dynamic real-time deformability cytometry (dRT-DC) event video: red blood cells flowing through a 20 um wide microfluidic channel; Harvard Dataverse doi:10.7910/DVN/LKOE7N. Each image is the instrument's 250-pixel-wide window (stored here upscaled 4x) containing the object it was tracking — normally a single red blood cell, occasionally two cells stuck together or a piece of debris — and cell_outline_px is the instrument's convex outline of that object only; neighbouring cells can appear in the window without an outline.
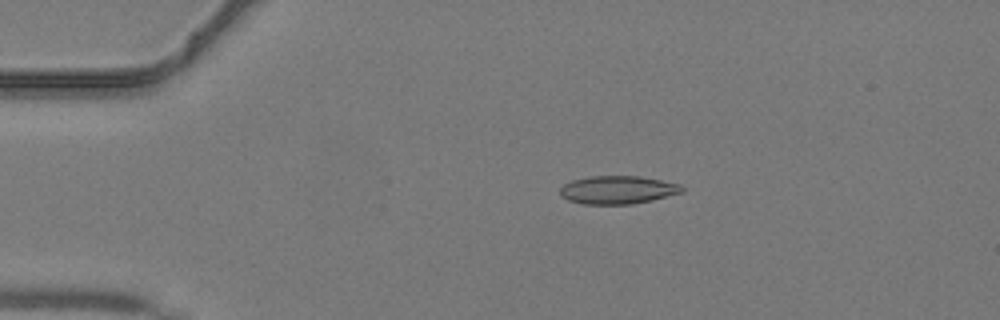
{"species": "common noctule bat (a hibernating species)", "species_latin": "Nyctalus noctula", "temperature_condition": "warm", "stored_images_in_passage": 43, "camera_frame_rate_fps": 3000, "um_per_image_px": 0.085, "animal": {"sex": "male", "body_mass_g": 19.2, "forearm_length_mm": 51.8}, "frame": {"image": 1, "passage_image": 9, "time_ms": 2.667, "image_size_px": [1000, 320], "cell_outline_px": [[684, 192], [652, 200], [632, 204], [584, 204], [568, 200], [560, 196], [560, 188], [564, 184], [572, 180], [588, 176], [640, 176], [680, 184], [684, 188]], "centroid_in_image_um": [52.5, 16.14], "position_along_channel_um": 32.5, "area_um2": 20.06}}
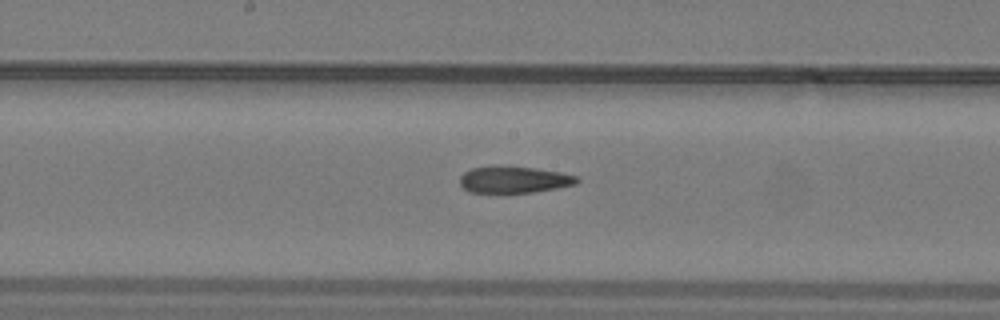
{"frame": {"image": 2, "passage_image": 23, "time_ms": 7.333, "image_size_px": [1000, 320], "cell_outline_px": [[580, 180], [576, 184], [556, 188], [532, 192], [468, 192], [460, 184], [460, 176], [464, 172], [472, 168], [488, 164], [492, 164], [532, 168], [560, 172], [580, 176]], "centroid_in_image_um": [43.67, 15.24], "position_along_channel_um": 204.5, "area_um2": 18.44}}
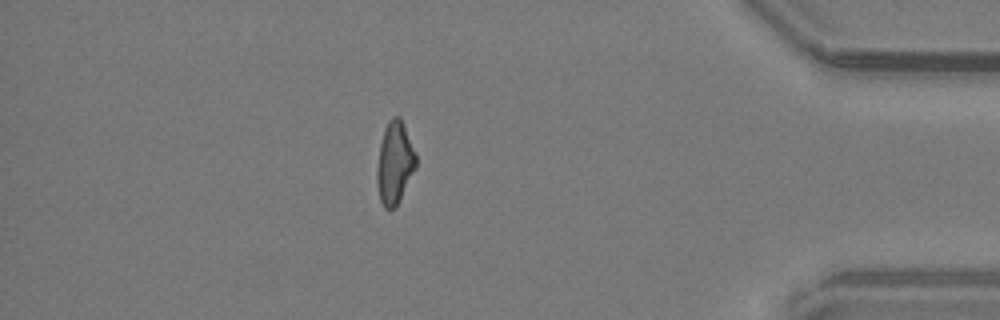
{"frame": {"image": 3, "passage_image": 38, "time_ms": 12.333, "image_size_px": [1000, 320], "cell_outline_px": [[416, 168], [396, 208], [388, 212], [384, 208], [380, 200], [376, 184], [376, 168], [380, 144], [384, 128], [388, 120], [392, 116], [400, 116], [416, 152]], "centroid_in_image_um": [33.54, 13.88], "position_along_channel_um": 401.7, "area_um2": 19.19}}